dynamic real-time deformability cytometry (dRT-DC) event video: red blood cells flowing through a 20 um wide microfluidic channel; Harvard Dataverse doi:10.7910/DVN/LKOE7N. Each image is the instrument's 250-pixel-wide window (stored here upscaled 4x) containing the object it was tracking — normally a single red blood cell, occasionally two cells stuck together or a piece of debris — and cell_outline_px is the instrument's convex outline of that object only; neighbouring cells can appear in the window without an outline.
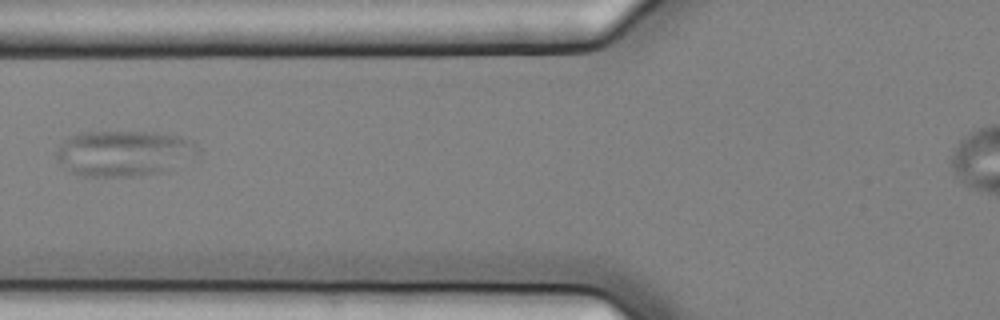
{"species": "common noctule bat (a hibernating species)", "species_latin": "Nyctalus noctula", "temperature_condition": "cold", "stored_images_in_passage": 7, "camera_frame_rate_fps": 3000, "um_per_image_px": 0.085, "animal": {"sex": "female", "body_mass_g": 25.1}, "frame": {"image": 1, "passage_image": 3, "time_ms": 0.667, "image_size_px": [1000, 320], "cell_outline_px": [[200, 152], [196, 160], [160, 172], [136, 176], [84, 176], [72, 172], [56, 156], [56, 152], [72, 136], [84, 132], [148, 132], [180, 136], [196, 144], [200, 148]], "centroid_in_image_um": [10.67, 13.03], "position_along_channel_um": 115.1, "area_um2": 37.34}}
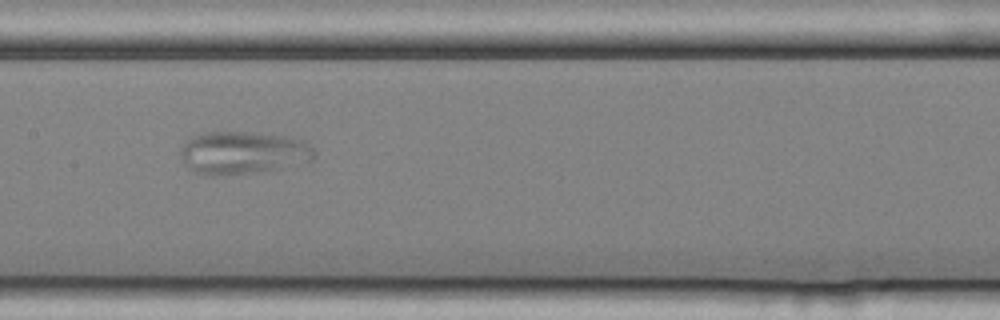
{"frame": {"image": 2, "passage_image": 5, "time_ms": 1.333, "image_size_px": [1000, 320], "cell_outline_px": [[316, 152], [312, 160], [272, 168], [244, 172], [212, 176], [204, 176], [188, 168], [180, 156], [180, 152], [184, 144], [192, 136], [204, 132], [256, 132], [284, 136], [304, 140], [312, 144]], "centroid_in_image_um": [20.62, 12.95], "position_along_channel_um": 186.8, "area_um2": 32.83}}
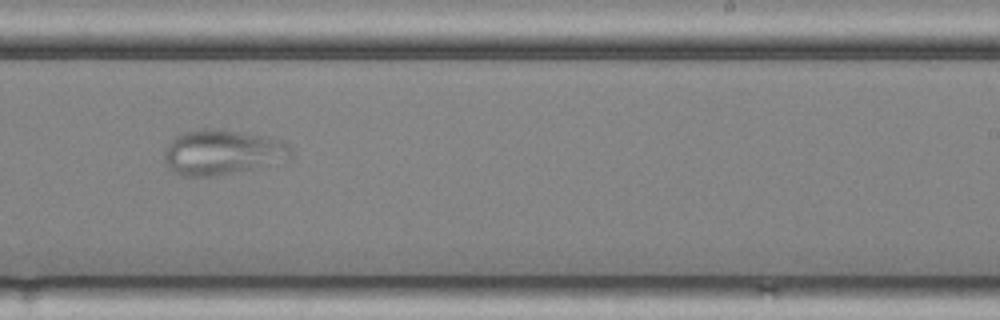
{"frame": {"image": 3, "passage_image": 7, "time_ms": 2.0, "image_size_px": [1000, 320], "cell_outline_px": [[292, 156], [288, 160], [252, 168], [212, 176], [184, 176], [168, 168], [164, 160], [164, 152], [168, 144], [176, 136], [184, 132], [204, 128], [212, 128], [284, 140], [292, 148]], "centroid_in_image_um": [18.89, 12.94], "position_along_channel_um": 270.1, "area_um2": 32.83}}